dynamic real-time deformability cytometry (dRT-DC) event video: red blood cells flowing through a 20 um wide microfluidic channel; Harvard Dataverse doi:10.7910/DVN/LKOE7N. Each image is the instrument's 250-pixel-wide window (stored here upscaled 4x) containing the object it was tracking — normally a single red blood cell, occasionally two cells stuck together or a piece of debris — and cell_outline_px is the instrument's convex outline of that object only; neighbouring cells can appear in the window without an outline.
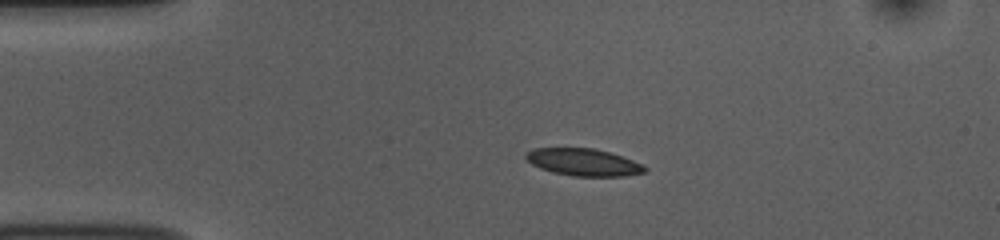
{"species": "common noctule bat (a hibernating species)", "species_latin": "Nyctalus noctula", "temperature_condition": "room temperature", "stored_images_in_passage": 43, "camera_frame_rate_fps": 3000, "um_per_image_px": 0.085, "animal": {"sex": "female", "body_mass_g": 10.0, "forearm_length_mm": 53.1}, "frame": {"image": 1, "passage_image": 1, "time_ms": 0.0, "image_size_px": [1000, 240], "cell_outline_px": [[648, 168], [644, 172], [624, 176], [572, 176], [552, 172], [540, 168], [532, 164], [524, 156], [532, 148], [592, 148], [608, 152], [632, 160]], "centroid_in_image_um": [49.56, 13.79], "position_along_channel_um": 35.4, "area_um2": 18.61}}
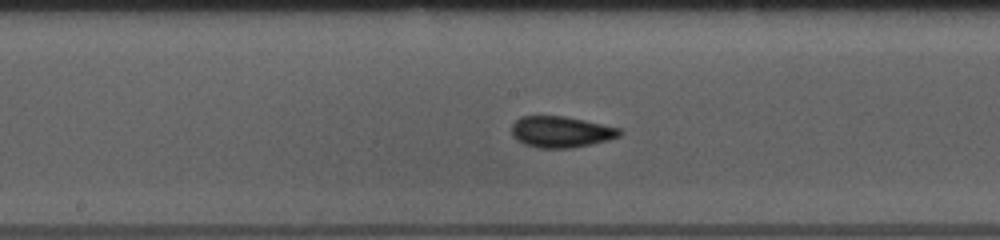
{"frame": {"image": 2, "passage_image": 17, "time_ms": 5.333, "image_size_px": [1000, 240], "cell_outline_px": [[624, 132], [620, 136], [608, 140], [592, 144], [572, 148], [536, 148], [524, 144], [516, 140], [512, 136], [512, 124], [520, 116], [564, 116], [584, 120], [620, 128]], "centroid_in_image_um": [47.68, 11.21], "position_along_channel_um": 200.5, "area_um2": 19.83}}
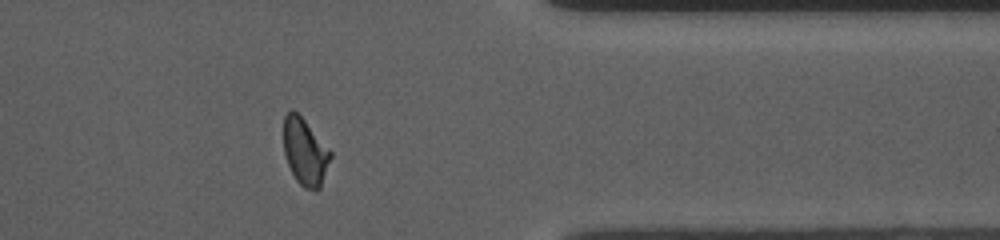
{"frame": {"image": 3, "passage_image": 33, "time_ms": 10.667, "image_size_px": [1000, 240], "cell_outline_px": [[332, 156], [320, 188], [316, 192], [304, 188], [296, 180], [288, 164], [284, 152], [284, 116], [292, 108], [304, 120], [332, 152]], "centroid_in_image_um": [25.93, 12.93], "position_along_channel_um": 385.5, "area_um2": 18.15}, "authors_computed_cell_mechanics": {"area_um2": 18.785, "velocity_mm_per_s": 3.7516, "shape_relaxation_time_tau1_ms": 3.6031, "shape_relaxation_time_tau2_ms": 2.0554, "deformation_change_tau1": 0.0969, "deformation_change_tau2": 0.0588}}